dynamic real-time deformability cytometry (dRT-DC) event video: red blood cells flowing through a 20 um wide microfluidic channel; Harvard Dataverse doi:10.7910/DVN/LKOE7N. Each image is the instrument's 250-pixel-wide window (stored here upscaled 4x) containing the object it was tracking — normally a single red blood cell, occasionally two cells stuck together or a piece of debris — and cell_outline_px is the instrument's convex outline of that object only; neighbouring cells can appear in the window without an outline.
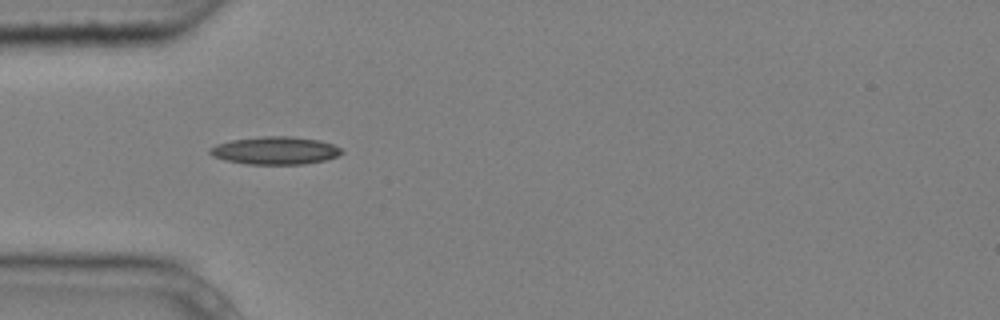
{"species": "common noctule bat (a hibernating species)", "species_latin": "Nyctalus noctula", "temperature_condition": "cold", "stored_images_in_passage": 6, "camera_frame_rate_fps": 3000, "um_per_image_px": 0.085, "animal": {"sex": "male", "body_mass_g": 20.4}, "frame": {"image": 1, "passage_image": 4, "time_ms": 1.0, "image_size_px": [1000, 320], "cell_outline_px": [[344, 152], [336, 156], [324, 160], [304, 164], [248, 164], [224, 160], [212, 156], [208, 152], [208, 148], [216, 144], [232, 140], [264, 136], [292, 136], [320, 140], [332, 144], [340, 148]], "centroid_in_image_um": [23.36, 12.79], "position_along_channel_um": 61.6, "area_um2": 21.33}}
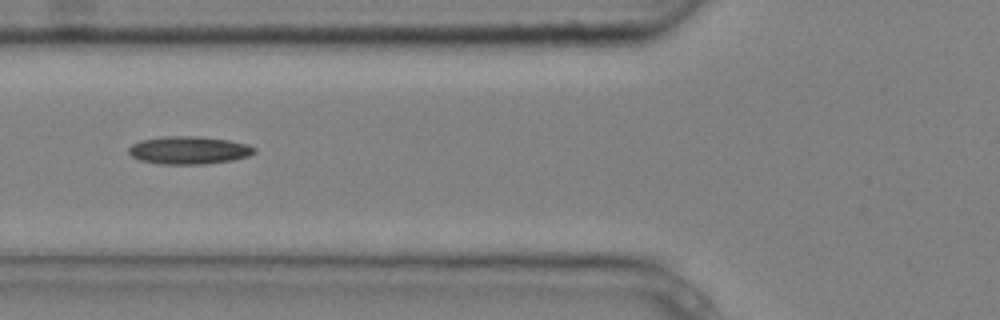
{"frame": {"image": 2, "passage_image": 5, "time_ms": 1.333, "image_size_px": [1000, 320], "cell_outline_px": [[256, 152], [248, 156], [232, 160], [204, 164], [160, 164], [140, 160], [132, 156], [128, 152], [128, 148], [132, 144], [140, 140], [164, 136], [200, 136], [228, 140], [248, 144], [256, 148]], "centroid_in_image_um": [16.05, 12.76], "position_along_channel_um": 109.7, "area_um2": 20.46}}